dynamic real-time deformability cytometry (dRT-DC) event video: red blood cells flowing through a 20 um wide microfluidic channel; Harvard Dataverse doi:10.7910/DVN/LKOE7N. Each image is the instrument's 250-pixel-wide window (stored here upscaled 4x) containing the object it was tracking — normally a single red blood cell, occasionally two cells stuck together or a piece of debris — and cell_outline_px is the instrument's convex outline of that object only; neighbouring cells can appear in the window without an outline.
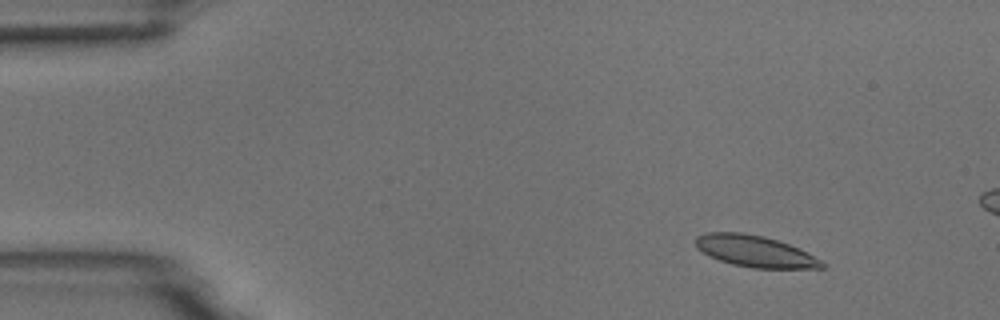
{"species": "common noctule bat (a hibernating species)", "species_latin": "Nyctalus noctula", "temperature_condition": "room temperature", "stored_images_in_passage": 16, "camera_frame_rate_fps": 3000, "um_per_image_px": 0.085, "animal": {"sex": "male", "body_mass_g": 18.8}, "frame": {"image": 1, "passage_image": 7, "time_ms": 2.0, "image_size_px": [1000, 320], "cell_outline_px": [[828, 264], [824, 268], [752, 268], [732, 264], [708, 256], [696, 248], [696, 236], [704, 232], [740, 232], [764, 236], [788, 244]], "centroid_in_image_um": [64.12, 21.35], "position_along_channel_um": 20.9, "area_um2": 23.0}}